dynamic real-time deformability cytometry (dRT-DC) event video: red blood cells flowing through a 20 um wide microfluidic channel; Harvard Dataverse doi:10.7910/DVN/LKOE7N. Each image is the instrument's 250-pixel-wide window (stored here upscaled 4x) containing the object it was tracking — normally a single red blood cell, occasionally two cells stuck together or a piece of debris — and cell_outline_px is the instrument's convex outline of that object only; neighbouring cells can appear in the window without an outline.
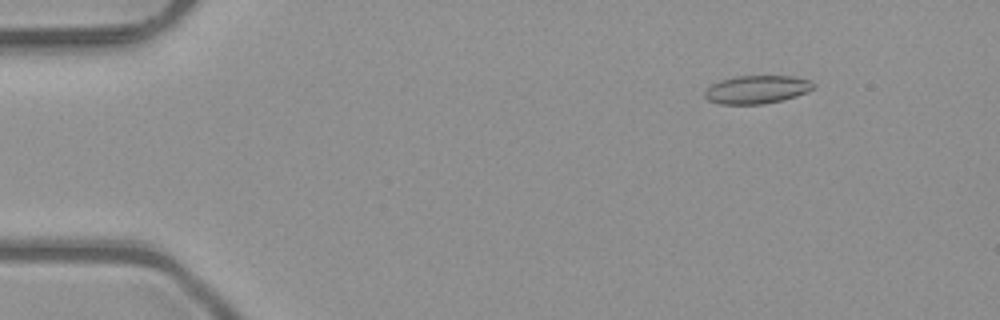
{"species": "common noctule bat (a hibernating species)", "species_latin": "Nyctalus noctula", "temperature_condition": "room temperature", "stored_images_in_passage": 2, "camera_frame_rate_fps": 3000, "um_per_image_px": 0.085, "animal": {"sex": "male", "body_mass_g": 23.1, "forearm_length_mm": 52.7}, "frame": {"image": 1, "passage_image": 2, "time_ms": 0.333, "image_size_px": [1000, 320], "cell_outline_px": [[816, 88], [808, 92], [784, 100], [764, 104], [716, 104], [708, 100], [704, 96], [704, 92], [712, 84], [720, 80], [736, 76], [792, 76], [812, 80], [816, 84]], "centroid_in_image_um": [64.38, 7.61], "position_along_channel_um": 20.6, "area_um2": 18.15}}